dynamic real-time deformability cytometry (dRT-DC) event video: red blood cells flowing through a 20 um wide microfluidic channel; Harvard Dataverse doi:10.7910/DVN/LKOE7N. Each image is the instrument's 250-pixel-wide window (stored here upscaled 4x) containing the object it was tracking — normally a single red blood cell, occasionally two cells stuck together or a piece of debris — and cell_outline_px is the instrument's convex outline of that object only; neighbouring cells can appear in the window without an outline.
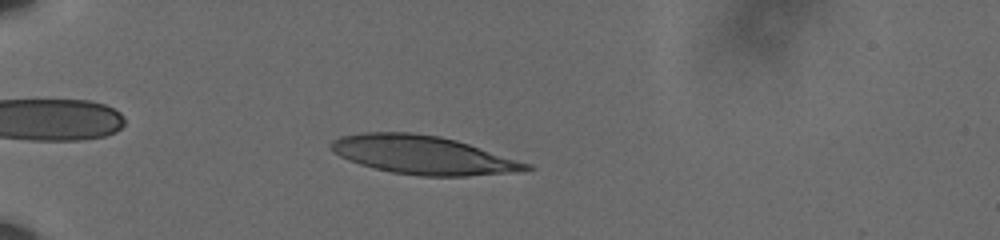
{"species": "human", "species_latin": "Homo sapiens", "temperature_condition": "cold", "stored_images_in_passage": 32, "camera_frame_rate_fps": 3000, "um_per_image_px": 0.085, "donor": {"sex": "male"}, "frame": {"image": 1, "passage_image": 10, "time_ms": 3.0, "image_size_px": [1000, 240], "cell_outline_px": [[536, 168], [516, 172], [468, 176], [420, 176], [392, 172], [360, 164], [348, 160], [332, 152], [328, 148], [328, 144], [332, 140], [340, 136], [364, 132], [412, 132], [440, 136], [456, 140], [532, 164]], "centroid_in_image_um": [35.93, 13.17], "position_along_channel_um": 49.1, "area_um2": 43.99}}
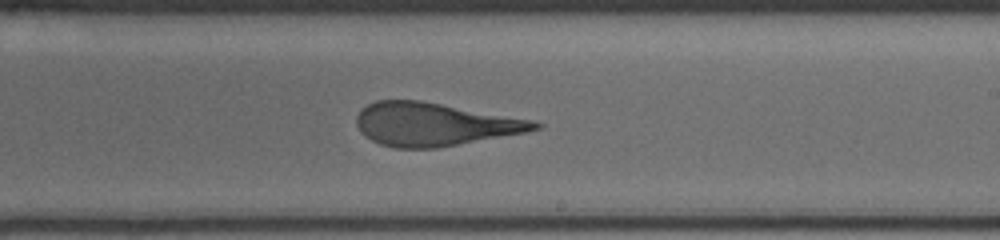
{"frame": {"image": 2, "passage_image": 20, "time_ms": 6.333, "image_size_px": [1000, 240], "cell_outline_px": [[544, 124], [540, 128], [528, 132], [436, 148], [396, 148], [380, 144], [364, 136], [360, 132], [356, 124], [356, 116], [360, 108], [376, 100], [420, 100], [536, 120]], "centroid_in_image_um": [36.92, 10.56], "position_along_channel_um": 252.1, "area_um2": 45.08}}
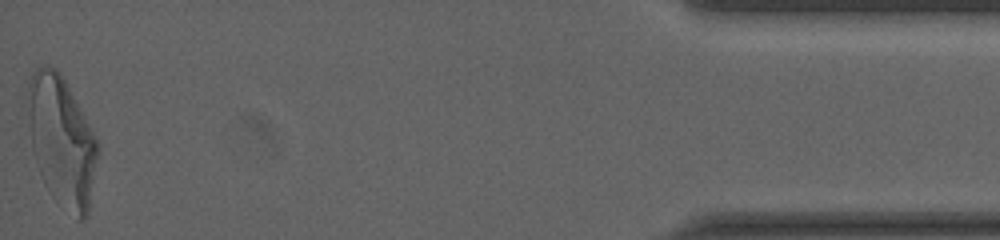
{"frame": {"image": 3, "passage_image": 32, "time_ms": 10.333, "image_size_px": [1000, 240], "cell_outline_px": [[100, 152], [88, 216], [84, 220], [76, 220], [48, 192], [40, 176], [32, 148], [28, 124], [28, 84], [32, 72], [36, 68], [44, 64], [48, 64], [56, 68], [60, 72], [92, 128], [100, 144]], "centroid_in_image_um": [5.27, 12.02], "position_along_channel_um": 429.9, "area_um2": 53.81}}